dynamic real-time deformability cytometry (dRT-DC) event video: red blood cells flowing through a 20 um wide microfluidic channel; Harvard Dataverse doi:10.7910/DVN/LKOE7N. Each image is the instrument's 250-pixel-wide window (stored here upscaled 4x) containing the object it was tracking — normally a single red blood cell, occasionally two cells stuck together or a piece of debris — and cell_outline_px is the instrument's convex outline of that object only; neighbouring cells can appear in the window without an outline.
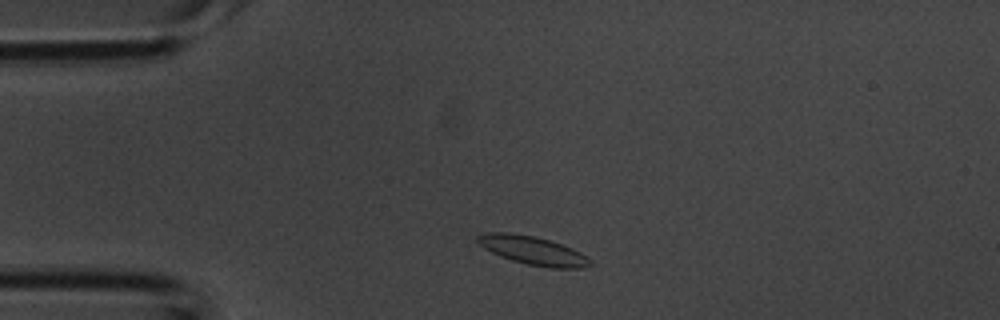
{"species": "common noctule bat (a hibernating species)", "species_latin": "Nyctalus noctula", "temperature_condition": "room temperature", "stored_images_in_passage": 35, "camera_frame_rate_fps": 3000, "um_per_image_px": 0.085, "animal": {"sex": "male", "body_mass_g": 20.1, "forearm_length_mm": 53.5}, "frame": {"image": 1, "passage_image": 3, "time_ms": 0.667, "image_size_px": [1000, 320], "cell_outline_px": [[592, 264], [584, 268], [548, 268], [528, 264], [512, 260], [500, 256], [484, 248], [476, 240], [476, 236], [488, 232], [512, 232], [536, 236], [572, 248], [580, 252], [592, 260]], "centroid_in_image_um": [45.3, 21.29], "position_along_channel_um": 39.7, "area_um2": 18.73}}
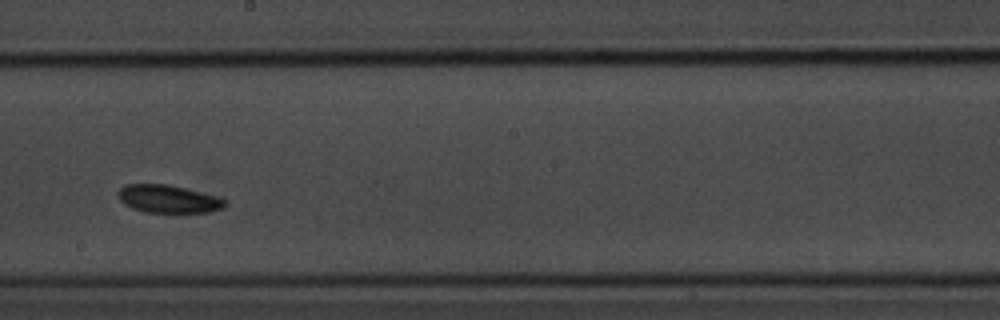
{"frame": {"image": 2, "passage_image": 17, "time_ms": 5.333, "image_size_px": [1000, 320], "cell_outline_px": [[228, 204], [224, 208], [212, 212], [184, 216], [144, 212], [132, 208], [124, 204], [116, 196], [116, 192], [124, 184], [168, 184], [216, 196], [224, 200]], "centroid_in_image_um": [14.32, 16.97], "position_along_channel_um": 233.9, "area_um2": 18.44}}
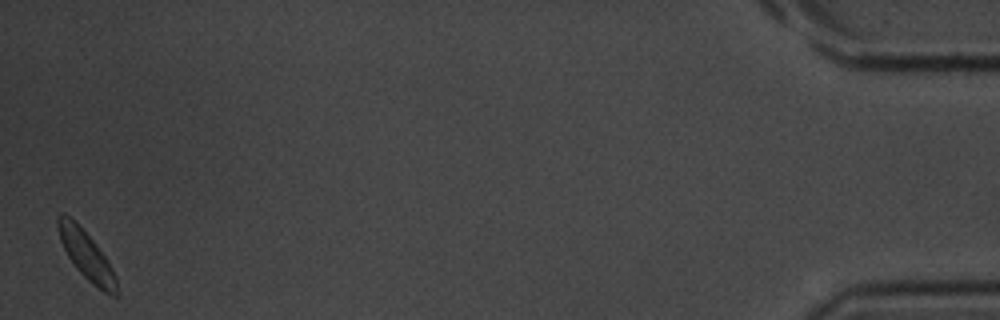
{"frame": {"image": 3, "passage_image": 35, "time_ms": 11.333, "image_size_px": [1000, 320], "cell_outline_px": [[120, 296], [112, 296], [104, 292], [92, 284], [72, 264], [60, 240], [56, 224], [56, 220], [64, 212], [92, 240], [108, 260], [116, 276], [120, 292]], "centroid_in_image_um": [7.39, 21.79], "position_along_channel_um": 427.8, "area_um2": 16.42}}